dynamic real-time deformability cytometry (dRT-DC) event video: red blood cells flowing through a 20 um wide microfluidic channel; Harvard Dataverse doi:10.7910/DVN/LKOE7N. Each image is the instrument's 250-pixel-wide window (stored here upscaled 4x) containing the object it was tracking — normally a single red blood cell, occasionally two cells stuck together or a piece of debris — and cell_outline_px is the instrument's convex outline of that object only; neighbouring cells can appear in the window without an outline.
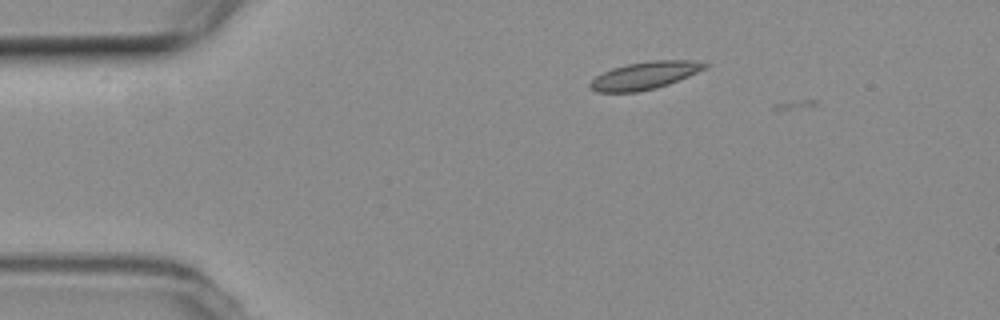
{"species": "common noctule bat (a hibernating species)", "species_latin": "Nyctalus noctula", "temperature_condition": "room temperature", "stored_images_in_passage": 3, "camera_frame_rate_fps": 3000, "um_per_image_px": 0.085, "animal": {"sex": "female", "body_mass_g": 19.3, "forearm_length_mm": 54.1}, "frame": {"image": 1, "passage_image": 3, "time_ms": 2.333, "image_size_px": [1000, 320], "cell_outline_px": [[712, 64], [708, 68], [668, 84], [656, 88], [636, 92], [596, 92], [588, 88], [588, 84], [596, 76], [612, 68], [628, 64], [648, 60], [696, 60]], "centroid_in_image_um": [54.84, 6.41], "position_along_channel_um": 30.2, "area_um2": 18.61}}